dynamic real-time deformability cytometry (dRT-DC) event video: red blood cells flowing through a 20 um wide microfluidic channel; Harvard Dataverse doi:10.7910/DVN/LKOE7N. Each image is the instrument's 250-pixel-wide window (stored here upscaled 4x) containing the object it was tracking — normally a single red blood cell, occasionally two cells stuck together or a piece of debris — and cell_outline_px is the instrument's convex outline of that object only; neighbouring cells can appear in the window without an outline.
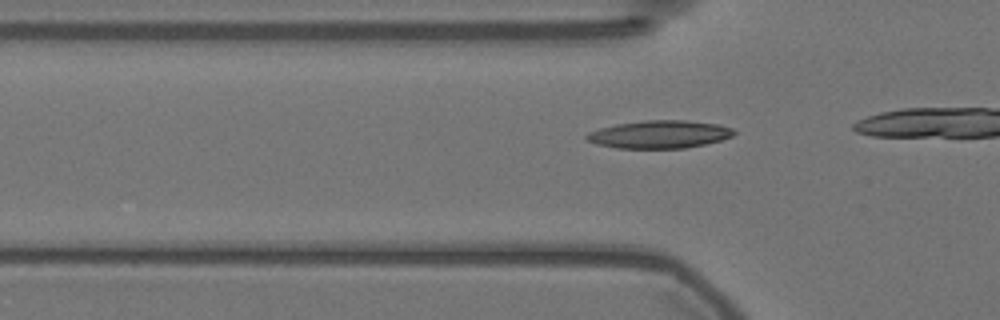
{"species": "Egyptian fruit bat (a non-hibernating species)", "species_latin": "Rousettus aegyptiacus", "temperature_condition": "warm", "stored_images_in_passage": 18, "camera_frame_rate_fps": 3000, "um_per_image_px": 0.085, "animal": {"sex": "female"}, "frame": {"image": 1, "passage_image": 13, "time_ms": 4.0, "image_size_px": [1000, 320], "cell_outline_px": [[736, 132], [732, 136], [720, 140], [704, 144], [684, 148], [616, 148], [596, 144], [588, 140], [584, 136], [588, 132], [600, 128], [616, 124], [644, 120], [688, 120], [720, 124], [732, 128]], "centroid_in_image_um": [56.05, 11.41], "position_along_channel_um": 69.7, "area_um2": 23.93}}
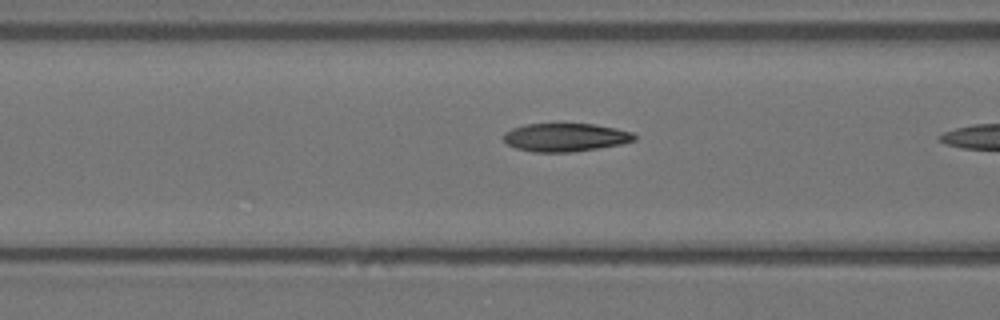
{"frame": {"image": 2, "passage_image": 17, "time_ms": 5.333, "image_size_px": [1000, 320], "cell_outline_px": [[636, 140], [624, 144], [572, 152], [532, 152], [516, 148], [508, 144], [504, 140], [504, 132], [512, 128], [524, 124], [592, 124], [616, 128], [632, 132], [636, 136]], "centroid_in_image_um": [48.07, 11.68], "position_along_channel_um": 118.5, "area_um2": 21.62}}